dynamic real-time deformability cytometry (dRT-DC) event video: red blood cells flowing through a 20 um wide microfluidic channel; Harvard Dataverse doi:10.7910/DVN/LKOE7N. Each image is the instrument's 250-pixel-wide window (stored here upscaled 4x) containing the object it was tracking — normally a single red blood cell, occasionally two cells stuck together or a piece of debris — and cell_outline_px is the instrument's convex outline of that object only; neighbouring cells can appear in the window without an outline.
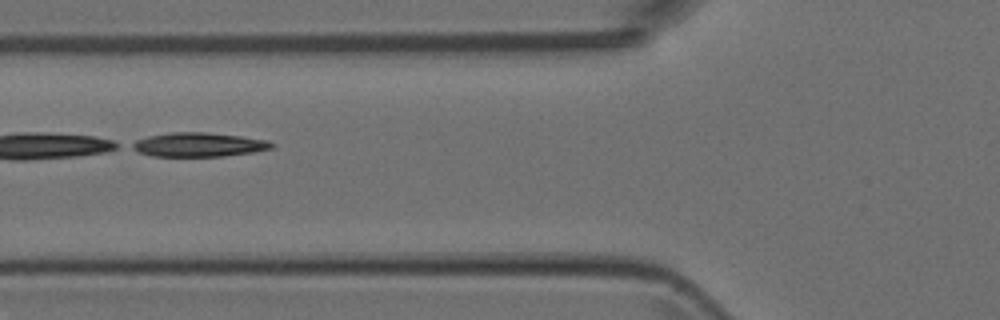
{"species": "Egyptian fruit bat (a non-hibernating species)", "species_latin": "Rousettus aegyptiacus", "temperature_condition": "room temperature", "stored_images_in_passage": 10, "segment_of_instrument_passage": [2, 2], "camera_frame_rate_fps": 3000, "um_per_image_px": 0.085, "animal": {"sex": "female"}, "frame": {"image": 1, "passage_image": 6, "time_ms": 5.667, "image_size_px": [1000, 320], "cell_outline_px": [[276, 144], [272, 148], [252, 152], [224, 156], [152, 156], [136, 152], [128, 148], [128, 144], [136, 140], [148, 136], [172, 132], [204, 132], [240, 136], [268, 140]], "centroid_in_image_um": [16.81, 12.3], "position_along_channel_um": 109.0, "area_um2": 19.77}}
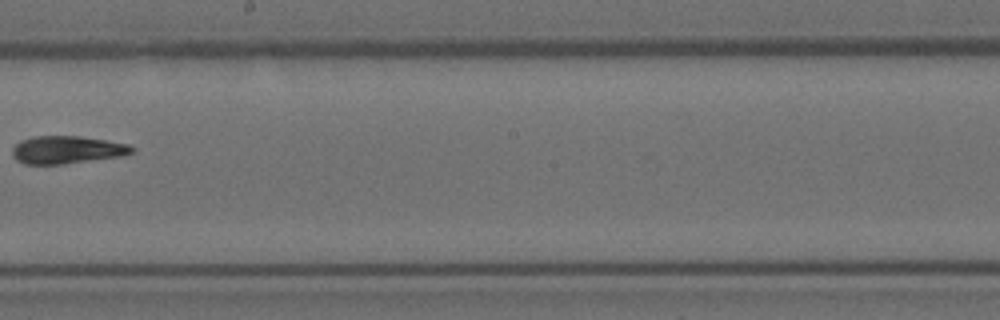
{"frame": {"image": 2, "passage_image": 9, "time_ms": 9.0, "image_size_px": [1000, 320], "cell_outline_px": [[136, 148], [132, 152], [124, 156], [60, 164], [24, 164], [16, 160], [12, 156], [12, 148], [20, 140], [32, 136], [80, 136], [128, 144]], "centroid_in_image_um": [5.66, 12.73], "position_along_channel_um": 242.5, "area_um2": 19.36}}
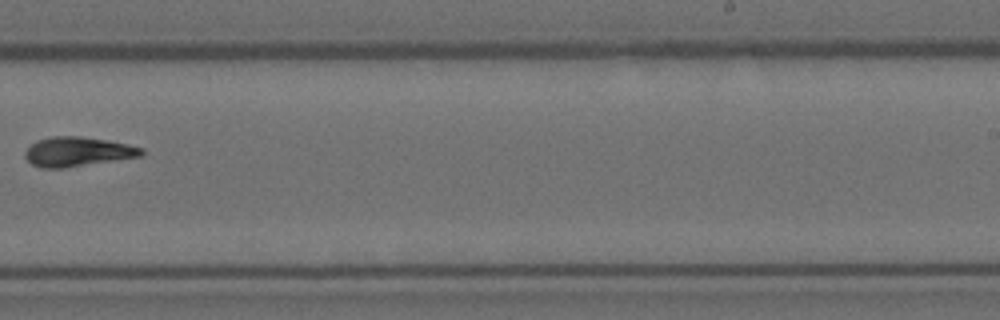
{"frame": {"image": 3, "passage_image": 10, "time_ms": 10.0, "image_size_px": [1000, 320], "cell_outline_px": [[144, 152], [140, 156], [64, 168], [40, 168], [32, 164], [24, 156], [24, 152], [36, 140], [52, 136], [80, 136], [108, 140], [128, 144], [144, 148]], "centroid_in_image_um": [6.58, 12.89], "position_along_channel_um": 282.4, "area_um2": 19.94}}